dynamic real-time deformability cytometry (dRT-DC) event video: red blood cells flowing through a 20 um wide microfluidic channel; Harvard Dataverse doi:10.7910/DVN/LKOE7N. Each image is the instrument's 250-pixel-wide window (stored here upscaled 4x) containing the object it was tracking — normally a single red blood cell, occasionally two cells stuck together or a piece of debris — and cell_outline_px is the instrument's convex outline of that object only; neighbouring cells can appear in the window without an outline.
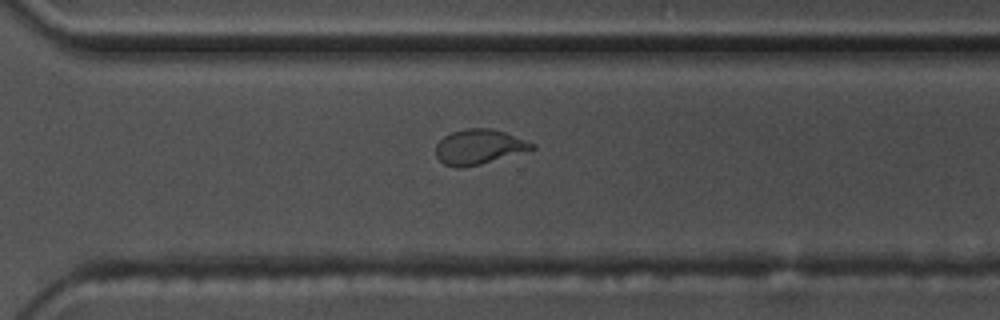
{"species": "common noctule bat (a hibernating species)", "species_latin": "Nyctalus noctula", "temperature_condition": "warm", "stored_images_in_passage": 38, "camera_frame_rate_fps": 3000, "um_per_image_px": 0.085, "animal": {"sex": "male", "body_mass_g": 17.5, "forearm_length_mm": 52.3}, "frame": {"image": 1, "passage_image": 22, "time_ms": 7.0, "image_size_px": [1000, 320], "cell_outline_px": [[536, 148], [480, 164], [460, 168], [456, 168], [444, 164], [436, 156], [436, 144], [444, 136], [452, 132], [464, 128], [492, 128], [504, 132], [536, 144]], "centroid_in_image_um": [40.68, 12.47], "position_along_channel_um": 329.9, "area_um2": 19.42}}